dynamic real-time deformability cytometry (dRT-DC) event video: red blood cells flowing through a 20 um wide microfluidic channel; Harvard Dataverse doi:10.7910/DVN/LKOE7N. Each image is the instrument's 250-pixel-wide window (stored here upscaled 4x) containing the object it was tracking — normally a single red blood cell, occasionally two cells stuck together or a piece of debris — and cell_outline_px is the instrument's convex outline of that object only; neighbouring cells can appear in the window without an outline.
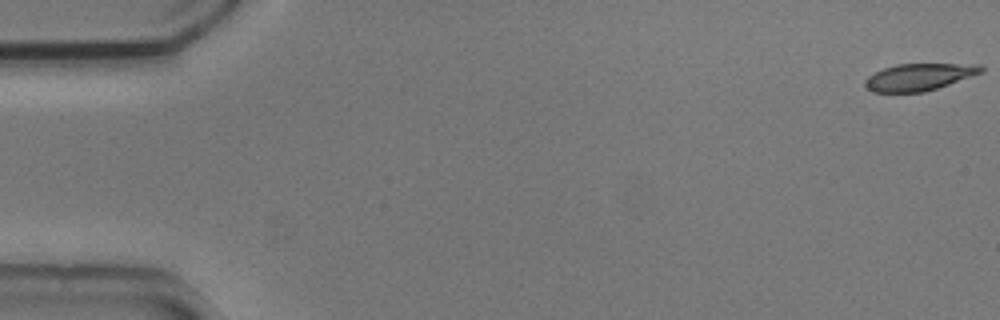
{"species": "common noctule bat (a hibernating species)", "species_latin": "Nyctalus noctula", "temperature_condition": "cold", "stored_images_in_passage": 23, "camera_frame_rate_fps": 3000, "um_per_image_px": 0.085, "animal": {"sex": "male", "body_mass_g": 20.5, "forearm_length_mm": 52.5}, "frame": {"image": 1, "passage_image": 1, "time_ms": 0.0, "image_size_px": [1000, 320], "cell_outline_px": [[984, 72], [924, 92], [872, 92], [864, 88], [864, 80], [868, 76], [884, 68], [896, 64], [980, 64], [984, 68]], "centroid_in_image_um": [78.1, 6.54], "position_along_channel_um": 6.9, "area_um2": 18.26}}
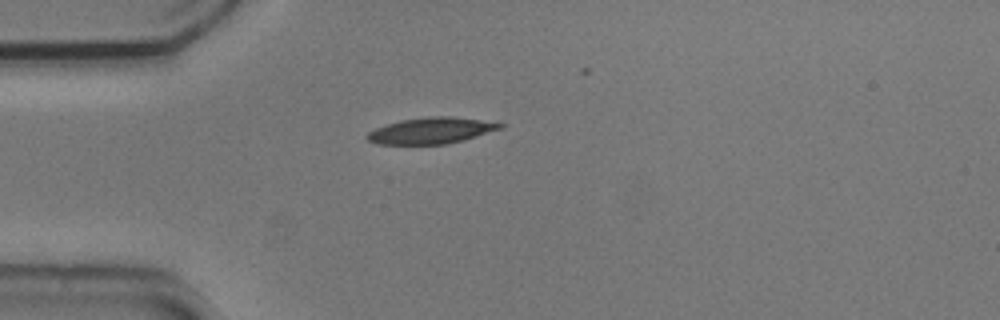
{"frame": {"image": 2, "passage_image": 15, "time_ms": 4.667, "image_size_px": [1000, 320], "cell_outline_px": [[504, 128], [464, 140], [448, 144], [376, 144], [368, 140], [364, 136], [368, 132], [376, 128], [400, 120], [428, 116], [452, 116], [480, 120], [504, 124]], "centroid_in_image_um": [36.65, 11.1], "position_along_channel_um": 48.3, "area_um2": 20.35}}